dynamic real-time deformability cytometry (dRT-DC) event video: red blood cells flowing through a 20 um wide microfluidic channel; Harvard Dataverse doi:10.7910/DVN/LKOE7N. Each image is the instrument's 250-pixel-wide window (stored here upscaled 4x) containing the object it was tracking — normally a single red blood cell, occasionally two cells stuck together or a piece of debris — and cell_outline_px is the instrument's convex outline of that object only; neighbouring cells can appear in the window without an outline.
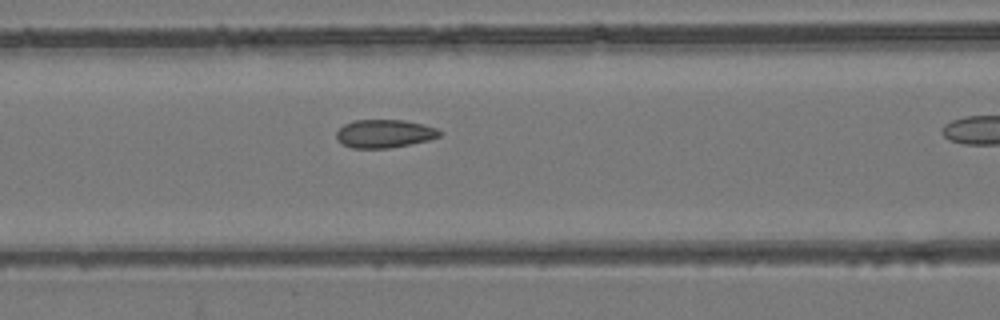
{"species": "common noctule bat (a hibernating species)", "species_latin": "Nyctalus noctula", "temperature_condition": "room temperature", "stored_images_in_passage": 26, "camera_frame_rate_fps": 3000, "um_per_image_px": 0.085, "animal": {"sex": "female", "body_mass_g": 24.6, "forearm_length_mm": 56.2}, "frame": {"image": 1, "passage_image": 19, "time_ms": 6.0, "image_size_px": [1000, 320], "cell_outline_px": [[444, 132], [440, 136], [428, 140], [388, 148], [352, 148], [336, 140], [336, 132], [344, 124], [352, 120], [404, 120], [424, 124], [436, 128]], "centroid_in_image_um": [32.67, 11.35], "position_along_channel_um": 133.9, "area_um2": 16.99}}
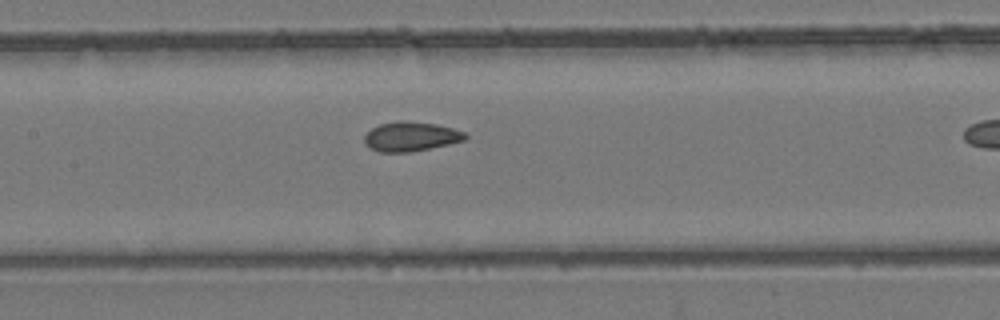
{"frame": {"image": 2, "passage_image": 22, "time_ms": 7.0, "image_size_px": [1000, 320], "cell_outline_px": [[468, 136], [464, 140], [448, 144], [408, 152], [380, 152], [372, 148], [364, 140], [364, 136], [372, 128], [380, 124], [396, 120], [400, 120], [436, 124], [452, 128], [464, 132]], "centroid_in_image_um": [34.92, 11.59], "position_along_channel_um": 172.5, "area_um2": 16.99}}